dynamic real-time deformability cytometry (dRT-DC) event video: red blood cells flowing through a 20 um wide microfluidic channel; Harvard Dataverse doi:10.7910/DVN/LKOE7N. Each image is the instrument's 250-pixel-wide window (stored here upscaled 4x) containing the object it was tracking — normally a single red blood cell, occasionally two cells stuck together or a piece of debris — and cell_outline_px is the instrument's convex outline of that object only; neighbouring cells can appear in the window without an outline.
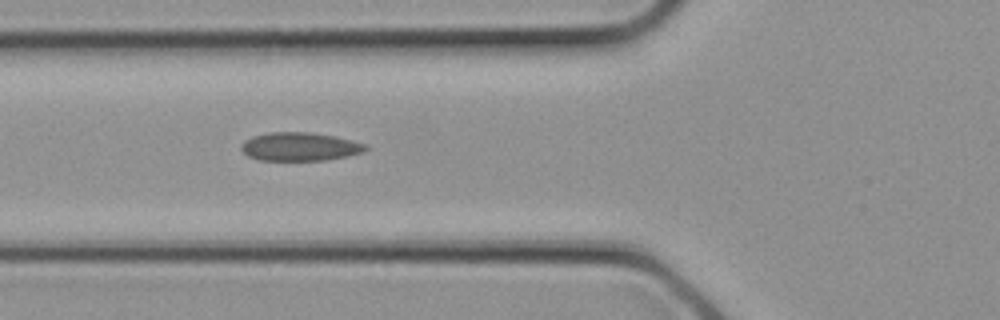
{"species": "common noctule bat (a hibernating species)", "species_latin": "Nyctalus noctula", "temperature_condition": "cold", "stored_images_in_passage": 6, "camera_frame_rate_fps": 3000, "um_per_image_px": 0.085, "animal": {"sex": "female", "body_mass_g": 21.9}, "frame": {"image": 1, "passage_image": 6, "time_ms": 1.667, "image_size_px": [1000, 320], "cell_outline_px": [[368, 148], [364, 152], [348, 156], [324, 160], [260, 160], [248, 156], [240, 148], [240, 144], [244, 140], [252, 136], [272, 132], [308, 132], [336, 136], [368, 144]], "centroid_in_image_um": [25.5, 12.46], "position_along_channel_um": 100.3, "area_um2": 20.75}}